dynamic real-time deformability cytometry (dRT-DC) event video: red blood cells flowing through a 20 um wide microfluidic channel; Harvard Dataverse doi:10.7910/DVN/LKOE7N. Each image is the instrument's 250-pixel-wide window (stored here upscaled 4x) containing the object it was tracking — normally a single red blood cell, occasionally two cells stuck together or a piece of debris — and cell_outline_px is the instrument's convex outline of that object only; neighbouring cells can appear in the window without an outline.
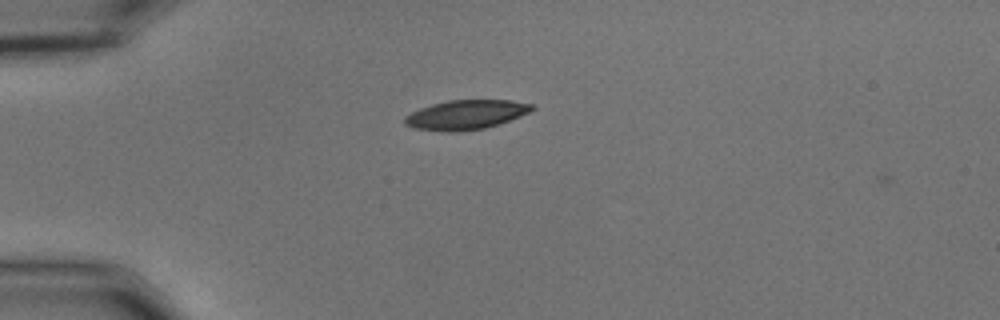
{"species": "common noctule bat (a hibernating species)", "species_latin": "Nyctalus noctula", "temperature_condition": "cold", "stored_images_in_passage": 4, "camera_frame_rate_fps": 3000, "um_per_image_px": 0.085, "animal": {"sex": "male", "body_mass_g": 15.6}, "frame": {"image": 1, "passage_image": 3, "time_ms": 0.667, "image_size_px": [1000, 320], "cell_outline_px": [[536, 108], [532, 112], [500, 124], [484, 128], [452, 132], [448, 132], [416, 128], [404, 124], [404, 116], [420, 108], [432, 104], [448, 100], [512, 100], [536, 104]], "centroid_in_image_um": [39.68, 9.74], "position_along_channel_um": 45.3, "area_um2": 22.02}}